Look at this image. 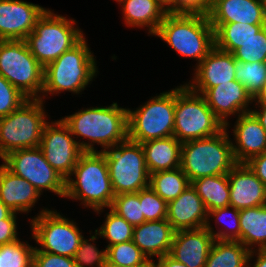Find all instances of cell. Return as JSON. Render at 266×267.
I'll use <instances>...</instances> for the list:
<instances>
[{
    "instance_id": "cell-23",
    "label": "cell",
    "mask_w": 266,
    "mask_h": 267,
    "mask_svg": "<svg viewBox=\"0 0 266 267\" xmlns=\"http://www.w3.org/2000/svg\"><path fill=\"white\" fill-rule=\"evenodd\" d=\"M41 193L27 180L0 164V200L14 213L28 214L40 200Z\"/></svg>"
},
{
    "instance_id": "cell-40",
    "label": "cell",
    "mask_w": 266,
    "mask_h": 267,
    "mask_svg": "<svg viewBox=\"0 0 266 267\" xmlns=\"http://www.w3.org/2000/svg\"><path fill=\"white\" fill-rule=\"evenodd\" d=\"M139 199L142 203V212L146 221L166 219L168 203L150 186L139 191Z\"/></svg>"
},
{
    "instance_id": "cell-1",
    "label": "cell",
    "mask_w": 266,
    "mask_h": 267,
    "mask_svg": "<svg viewBox=\"0 0 266 267\" xmlns=\"http://www.w3.org/2000/svg\"><path fill=\"white\" fill-rule=\"evenodd\" d=\"M128 108L117 102L61 117L83 152H103L128 139ZM80 138V139H78ZM94 145H100V150Z\"/></svg>"
},
{
    "instance_id": "cell-51",
    "label": "cell",
    "mask_w": 266,
    "mask_h": 267,
    "mask_svg": "<svg viewBox=\"0 0 266 267\" xmlns=\"http://www.w3.org/2000/svg\"><path fill=\"white\" fill-rule=\"evenodd\" d=\"M14 212L0 200V220L9 218Z\"/></svg>"
},
{
    "instance_id": "cell-10",
    "label": "cell",
    "mask_w": 266,
    "mask_h": 267,
    "mask_svg": "<svg viewBox=\"0 0 266 267\" xmlns=\"http://www.w3.org/2000/svg\"><path fill=\"white\" fill-rule=\"evenodd\" d=\"M0 75L28 99H40L44 67L25 40H0Z\"/></svg>"
},
{
    "instance_id": "cell-8",
    "label": "cell",
    "mask_w": 266,
    "mask_h": 267,
    "mask_svg": "<svg viewBox=\"0 0 266 267\" xmlns=\"http://www.w3.org/2000/svg\"><path fill=\"white\" fill-rule=\"evenodd\" d=\"M224 128L201 94L193 92L185 83L175 86L173 136L179 142L210 137Z\"/></svg>"
},
{
    "instance_id": "cell-33",
    "label": "cell",
    "mask_w": 266,
    "mask_h": 267,
    "mask_svg": "<svg viewBox=\"0 0 266 267\" xmlns=\"http://www.w3.org/2000/svg\"><path fill=\"white\" fill-rule=\"evenodd\" d=\"M102 223L99 228L95 229V232L103 240H106V248L117 243L133 240L134 226L124 218L118 216L110 208H108V212H106Z\"/></svg>"
},
{
    "instance_id": "cell-20",
    "label": "cell",
    "mask_w": 266,
    "mask_h": 267,
    "mask_svg": "<svg viewBox=\"0 0 266 267\" xmlns=\"http://www.w3.org/2000/svg\"><path fill=\"white\" fill-rule=\"evenodd\" d=\"M214 241L205 227L176 231L168 255L189 267H205Z\"/></svg>"
},
{
    "instance_id": "cell-28",
    "label": "cell",
    "mask_w": 266,
    "mask_h": 267,
    "mask_svg": "<svg viewBox=\"0 0 266 267\" xmlns=\"http://www.w3.org/2000/svg\"><path fill=\"white\" fill-rule=\"evenodd\" d=\"M208 211L230 205L228 174L207 176L191 182Z\"/></svg>"
},
{
    "instance_id": "cell-34",
    "label": "cell",
    "mask_w": 266,
    "mask_h": 267,
    "mask_svg": "<svg viewBox=\"0 0 266 267\" xmlns=\"http://www.w3.org/2000/svg\"><path fill=\"white\" fill-rule=\"evenodd\" d=\"M107 260L124 267H153V263L132 240L109 246Z\"/></svg>"
},
{
    "instance_id": "cell-30",
    "label": "cell",
    "mask_w": 266,
    "mask_h": 267,
    "mask_svg": "<svg viewBox=\"0 0 266 267\" xmlns=\"http://www.w3.org/2000/svg\"><path fill=\"white\" fill-rule=\"evenodd\" d=\"M211 26L214 29V46L225 52L233 53L266 25L228 23L211 24Z\"/></svg>"
},
{
    "instance_id": "cell-41",
    "label": "cell",
    "mask_w": 266,
    "mask_h": 267,
    "mask_svg": "<svg viewBox=\"0 0 266 267\" xmlns=\"http://www.w3.org/2000/svg\"><path fill=\"white\" fill-rule=\"evenodd\" d=\"M26 100L27 97L0 75V117L17 110Z\"/></svg>"
},
{
    "instance_id": "cell-18",
    "label": "cell",
    "mask_w": 266,
    "mask_h": 267,
    "mask_svg": "<svg viewBox=\"0 0 266 267\" xmlns=\"http://www.w3.org/2000/svg\"><path fill=\"white\" fill-rule=\"evenodd\" d=\"M231 129L233 154L237 163L266 152V131L250 111L240 114Z\"/></svg>"
},
{
    "instance_id": "cell-31",
    "label": "cell",
    "mask_w": 266,
    "mask_h": 267,
    "mask_svg": "<svg viewBox=\"0 0 266 267\" xmlns=\"http://www.w3.org/2000/svg\"><path fill=\"white\" fill-rule=\"evenodd\" d=\"M239 216L240 210L231 206L213 209L208 211L205 228L214 236L216 240L239 241ZM211 221L215 222V224H213L216 228L215 231V228L211 225ZM226 221L229 222V226Z\"/></svg>"
},
{
    "instance_id": "cell-14",
    "label": "cell",
    "mask_w": 266,
    "mask_h": 267,
    "mask_svg": "<svg viewBox=\"0 0 266 267\" xmlns=\"http://www.w3.org/2000/svg\"><path fill=\"white\" fill-rule=\"evenodd\" d=\"M39 148L48 163L66 180L83 153L70 128L62 119L49 121L43 129Z\"/></svg>"
},
{
    "instance_id": "cell-12",
    "label": "cell",
    "mask_w": 266,
    "mask_h": 267,
    "mask_svg": "<svg viewBox=\"0 0 266 267\" xmlns=\"http://www.w3.org/2000/svg\"><path fill=\"white\" fill-rule=\"evenodd\" d=\"M103 153L115 195L137 193L149 187L150 173L141 143L127 139Z\"/></svg>"
},
{
    "instance_id": "cell-36",
    "label": "cell",
    "mask_w": 266,
    "mask_h": 267,
    "mask_svg": "<svg viewBox=\"0 0 266 267\" xmlns=\"http://www.w3.org/2000/svg\"><path fill=\"white\" fill-rule=\"evenodd\" d=\"M18 239L0 245V267H32L35 247Z\"/></svg>"
},
{
    "instance_id": "cell-48",
    "label": "cell",
    "mask_w": 266,
    "mask_h": 267,
    "mask_svg": "<svg viewBox=\"0 0 266 267\" xmlns=\"http://www.w3.org/2000/svg\"><path fill=\"white\" fill-rule=\"evenodd\" d=\"M251 108H254L251 109V112L256 116L261 126L266 131V104H253Z\"/></svg>"
},
{
    "instance_id": "cell-29",
    "label": "cell",
    "mask_w": 266,
    "mask_h": 267,
    "mask_svg": "<svg viewBox=\"0 0 266 267\" xmlns=\"http://www.w3.org/2000/svg\"><path fill=\"white\" fill-rule=\"evenodd\" d=\"M250 250L239 241H214L205 267H247Z\"/></svg>"
},
{
    "instance_id": "cell-52",
    "label": "cell",
    "mask_w": 266,
    "mask_h": 267,
    "mask_svg": "<svg viewBox=\"0 0 266 267\" xmlns=\"http://www.w3.org/2000/svg\"><path fill=\"white\" fill-rule=\"evenodd\" d=\"M103 267H124V266H119L113 263H110L108 260L106 261L105 265Z\"/></svg>"
},
{
    "instance_id": "cell-26",
    "label": "cell",
    "mask_w": 266,
    "mask_h": 267,
    "mask_svg": "<svg viewBox=\"0 0 266 267\" xmlns=\"http://www.w3.org/2000/svg\"><path fill=\"white\" fill-rule=\"evenodd\" d=\"M150 174L181 166V146L174 136L141 143Z\"/></svg>"
},
{
    "instance_id": "cell-22",
    "label": "cell",
    "mask_w": 266,
    "mask_h": 267,
    "mask_svg": "<svg viewBox=\"0 0 266 267\" xmlns=\"http://www.w3.org/2000/svg\"><path fill=\"white\" fill-rule=\"evenodd\" d=\"M208 17L211 24L266 25L260 0H212Z\"/></svg>"
},
{
    "instance_id": "cell-25",
    "label": "cell",
    "mask_w": 266,
    "mask_h": 267,
    "mask_svg": "<svg viewBox=\"0 0 266 267\" xmlns=\"http://www.w3.org/2000/svg\"><path fill=\"white\" fill-rule=\"evenodd\" d=\"M126 27L147 30L148 36H154L159 29L166 9L157 0H118Z\"/></svg>"
},
{
    "instance_id": "cell-15",
    "label": "cell",
    "mask_w": 266,
    "mask_h": 267,
    "mask_svg": "<svg viewBox=\"0 0 266 267\" xmlns=\"http://www.w3.org/2000/svg\"><path fill=\"white\" fill-rule=\"evenodd\" d=\"M201 94L213 113L223 122L225 128H231L229 118L251 111L253 98L237 80L222 83L210 89H191Z\"/></svg>"
},
{
    "instance_id": "cell-24",
    "label": "cell",
    "mask_w": 266,
    "mask_h": 267,
    "mask_svg": "<svg viewBox=\"0 0 266 267\" xmlns=\"http://www.w3.org/2000/svg\"><path fill=\"white\" fill-rule=\"evenodd\" d=\"M174 233L167 219L145 221L134 227L132 241L148 260L154 263L158 258L169 254Z\"/></svg>"
},
{
    "instance_id": "cell-47",
    "label": "cell",
    "mask_w": 266,
    "mask_h": 267,
    "mask_svg": "<svg viewBox=\"0 0 266 267\" xmlns=\"http://www.w3.org/2000/svg\"><path fill=\"white\" fill-rule=\"evenodd\" d=\"M153 267H189L186 264L180 263L170 257L169 255H164L154 261Z\"/></svg>"
},
{
    "instance_id": "cell-17",
    "label": "cell",
    "mask_w": 266,
    "mask_h": 267,
    "mask_svg": "<svg viewBox=\"0 0 266 267\" xmlns=\"http://www.w3.org/2000/svg\"><path fill=\"white\" fill-rule=\"evenodd\" d=\"M236 59L233 53L213 47L207 56L193 68V77L185 84L190 89H210L222 83H230L235 77Z\"/></svg>"
},
{
    "instance_id": "cell-45",
    "label": "cell",
    "mask_w": 266,
    "mask_h": 267,
    "mask_svg": "<svg viewBox=\"0 0 266 267\" xmlns=\"http://www.w3.org/2000/svg\"><path fill=\"white\" fill-rule=\"evenodd\" d=\"M246 164L266 186V152L253 156Z\"/></svg>"
},
{
    "instance_id": "cell-35",
    "label": "cell",
    "mask_w": 266,
    "mask_h": 267,
    "mask_svg": "<svg viewBox=\"0 0 266 267\" xmlns=\"http://www.w3.org/2000/svg\"><path fill=\"white\" fill-rule=\"evenodd\" d=\"M235 77L254 98L266 82V62H240L236 60Z\"/></svg>"
},
{
    "instance_id": "cell-19",
    "label": "cell",
    "mask_w": 266,
    "mask_h": 267,
    "mask_svg": "<svg viewBox=\"0 0 266 267\" xmlns=\"http://www.w3.org/2000/svg\"><path fill=\"white\" fill-rule=\"evenodd\" d=\"M230 205L236 209L266 205V186L246 163H237L228 173Z\"/></svg>"
},
{
    "instance_id": "cell-4",
    "label": "cell",
    "mask_w": 266,
    "mask_h": 267,
    "mask_svg": "<svg viewBox=\"0 0 266 267\" xmlns=\"http://www.w3.org/2000/svg\"><path fill=\"white\" fill-rule=\"evenodd\" d=\"M154 36L180 57L197 61L193 67L214 47V29L205 14L167 13Z\"/></svg>"
},
{
    "instance_id": "cell-21",
    "label": "cell",
    "mask_w": 266,
    "mask_h": 267,
    "mask_svg": "<svg viewBox=\"0 0 266 267\" xmlns=\"http://www.w3.org/2000/svg\"><path fill=\"white\" fill-rule=\"evenodd\" d=\"M207 214L202 199L190 184L176 199L168 202L166 219L176 232L205 227Z\"/></svg>"
},
{
    "instance_id": "cell-43",
    "label": "cell",
    "mask_w": 266,
    "mask_h": 267,
    "mask_svg": "<svg viewBox=\"0 0 266 267\" xmlns=\"http://www.w3.org/2000/svg\"><path fill=\"white\" fill-rule=\"evenodd\" d=\"M18 213H13L9 218L0 220V245L14 242L19 238V232H17L19 225Z\"/></svg>"
},
{
    "instance_id": "cell-37",
    "label": "cell",
    "mask_w": 266,
    "mask_h": 267,
    "mask_svg": "<svg viewBox=\"0 0 266 267\" xmlns=\"http://www.w3.org/2000/svg\"><path fill=\"white\" fill-rule=\"evenodd\" d=\"M89 234V239L83 237L80 241L74 256L75 264L77 267H103L107 261V248L99 250L94 243L101 237L92 230Z\"/></svg>"
},
{
    "instance_id": "cell-16",
    "label": "cell",
    "mask_w": 266,
    "mask_h": 267,
    "mask_svg": "<svg viewBox=\"0 0 266 267\" xmlns=\"http://www.w3.org/2000/svg\"><path fill=\"white\" fill-rule=\"evenodd\" d=\"M45 10L24 0H0V40H26Z\"/></svg>"
},
{
    "instance_id": "cell-27",
    "label": "cell",
    "mask_w": 266,
    "mask_h": 267,
    "mask_svg": "<svg viewBox=\"0 0 266 267\" xmlns=\"http://www.w3.org/2000/svg\"><path fill=\"white\" fill-rule=\"evenodd\" d=\"M240 240L250 251L266 249V205L240 210Z\"/></svg>"
},
{
    "instance_id": "cell-3",
    "label": "cell",
    "mask_w": 266,
    "mask_h": 267,
    "mask_svg": "<svg viewBox=\"0 0 266 267\" xmlns=\"http://www.w3.org/2000/svg\"><path fill=\"white\" fill-rule=\"evenodd\" d=\"M85 37L44 67V85L40 98L44 102L50 98L48 95L58 96L61 92L82 95L99 74L96 56Z\"/></svg>"
},
{
    "instance_id": "cell-6",
    "label": "cell",
    "mask_w": 266,
    "mask_h": 267,
    "mask_svg": "<svg viewBox=\"0 0 266 267\" xmlns=\"http://www.w3.org/2000/svg\"><path fill=\"white\" fill-rule=\"evenodd\" d=\"M84 34L74 18L54 13V10L47 8L25 41L31 54L45 67L75 46Z\"/></svg>"
},
{
    "instance_id": "cell-7",
    "label": "cell",
    "mask_w": 266,
    "mask_h": 267,
    "mask_svg": "<svg viewBox=\"0 0 266 267\" xmlns=\"http://www.w3.org/2000/svg\"><path fill=\"white\" fill-rule=\"evenodd\" d=\"M41 99H28L17 110L0 117V159L8 153L39 147L44 126L50 121Z\"/></svg>"
},
{
    "instance_id": "cell-13",
    "label": "cell",
    "mask_w": 266,
    "mask_h": 267,
    "mask_svg": "<svg viewBox=\"0 0 266 267\" xmlns=\"http://www.w3.org/2000/svg\"><path fill=\"white\" fill-rule=\"evenodd\" d=\"M2 164L15 175L30 182L43 195L44 191L65 196V179L48 163L39 147L8 153Z\"/></svg>"
},
{
    "instance_id": "cell-44",
    "label": "cell",
    "mask_w": 266,
    "mask_h": 267,
    "mask_svg": "<svg viewBox=\"0 0 266 267\" xmlns=\"http://www.w3.org/2000/svg\"><path fill=\"white\" fill-rule=\"evenodd\" d=\"M212 0H176V13L208 15Z\"/></svg>"
},
{
    "instance_id": "cell-49",
    "label": "cell",
    "mask_w": 266,
    "mask_h": 267,
    "mask_svg": "<svg viewBox=\"0 0 266 267\" xmlns=\"http://www.w3.org/2000/svg\"><path fill=\"white\" fill-rule=\"evenodd\" d=\"M253 104H266V82L263 84L262 89L253 98Z\"/></svg>"
},
{
    "instance_id": "cell-11",
    "label": "cell",
    "mask_w": 266,
    "mask_h": 267,
    "mask_svg": "<svg viewBox=\"0 0 266 267\" xmlns=\"http://www.w3.org/2000/svg\"><path fill=\"white\" fill-rule=\"evenodd\" d=\"M128 111V139L144 143L173 136L175 87Z\"/></svg>"
},
{
    "instance_id": "cell-46",
    "label": "cell",
    "mask_w": 266,
    "mask_h": 267,
    "mask_svg": "<svg viewBox=\"0 0 266 267\" xmlns=\"http://www.w3.org/2000/svg\"><path fill=\"white\" fill-rule=\"evenodd\" d=\"M252 260H254L253 263ZM247 267H266V249L251 251Z\"/></svg>"
},
{
    "instance_id": "cell-42",
    "label": "cell",
    "mask_w": 266,
    "mask_h": 267,
    "mask_svg": "<svg viewBox=\"0 0 266 267\" xmlns=\"http://www.w3.org/2000/svg\"><path fill=\"white\" fill-rule=\"evenodd\" d=\"M32 267H77L74 258L51 254L43 251H34Z\"/></svg>"
},
{
    "instance_id": "cell-32",
    "label": "cell",
    "mask_w": 266,
    "mask_h": 267,
    "mask_svg": "<svg viewBox=\"0 0 266 267\" xmlns=\"http://www.w3.org/2000/svg\"><path fill=\"white\" fill-rule=\"evenodd\" d=\"M190 184L181 167L150 174L149 186L167 203L176 199Z\"/></svg>"
},
{
    "instance_id": "cell-5",
    "label": "cell",
    "mask_w": 266,
    "mask_h": 267,
    "mask_svg": "<svg viewBox=\"0 0 266 267\" xmlns=\"http://www.w3.org/2000/svg\"><path fill=\"white\" fill-rule=\"evenodd\" d=\"M229 133L224 128L213 136L182 143L180 167L190 183L202 177L228 174L237 164Z\"/></svg>"
},
{
    "instance_id": "cell-39",
    "label": "cell",
    "mask_w": 266,
    "mask_h": 267,
    "mask_svg": "<svg viewBox=\"0 0 266 267\" xmlns=\"http://www.w3.org/2000/svg\"><path fill=\"white\" fill-rule=\"evenodd\" d=\"M233 55L240 62H266V26L255 36L241 44Z\"/></svg>"
},
{
    "instance_id": "cell-50",
    "label": "cell",
    "mask_w": 266,
    "mask_h": 267,
    "mask_svg": "<svg viewBox=\"0 0 266 267\" xmlns=\"http://www.w3.org/2000/svg\"><path fill=\"white\" fill-rule=\"evenodd\" d=\"M168 13H176V0H157Z\"/></svg>"
},
{
    "instance_id": "cell-9",
    "label": "cell",
    "mask_w": 266,
    "mask_h": 267,
    "mask_svg": "<svg viewBox=\"0 0 266 267\" xmlns=\"http://www.w3.org/2000/svg\"><path fill=\"white\" fill-rule=\"evenodd\" d=\"M40 209L34 217L28 219L30 238L39 246L36 245L34 251L74 258L84 237L83 230H80L75 220H70L53 207Z\"/></svg>"
},
{
    "instance_id": "cell-53",
    "label": "cell",
    "mask_w": 266,
    "mask_h": 267,
    "mask_svg": "<svg viewBox=\"0 0 266 267\" xmlns=\"http://www.w3.org/2000/svg\"><path fill=\"white\" fill-rule=\"evenodd\" d=\"M263 6L264 12L266 13V0H260Z\"/></svg>"
},
{
    "instance_id": "cell-2",
    "label": "cell",
    "mask_w": 266,
    "mask_h": 267,
    "mask_svg": "<svg viewBox=\"0 0 266 267\" xmlns=\"http://www.w3.org/2000/svg\"><path fill=\"white\" fill-rule=\"evenodd\" d=\"M115 193L103 152H83L71 175L65 180L66 199L81 202L97 215L111 207Z\"/></svg>"
},
{
    "instance_id": "cell-38",
    "label": "cell",
    "mask_w": 266,
    "mask_h": 267,
    "mask_svg": "<svg viewBox=\"0 0 266 267\" xmlns=\"http://www.w3.org/2000/svg\"><path fill=\"white\" fill-rule=\"evenodd\" d=\"M110 209L134 227L146 221L142 212L139 191L137 193H121L115 195Z\"/></svg>"
}]
</instances>
